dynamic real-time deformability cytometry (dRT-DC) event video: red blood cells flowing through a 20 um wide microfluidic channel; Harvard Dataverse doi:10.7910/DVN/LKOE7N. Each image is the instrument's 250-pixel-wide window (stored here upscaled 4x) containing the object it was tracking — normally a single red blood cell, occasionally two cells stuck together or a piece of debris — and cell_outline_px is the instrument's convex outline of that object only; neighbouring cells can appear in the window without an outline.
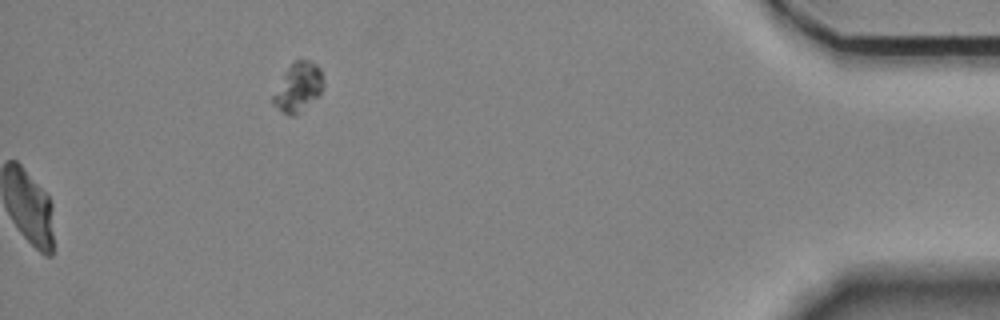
{"species": "Egyptian fruit bat (a non-hibernating species)", "species_latin": "Rousettus aegyptiacus", "temperature_condition": "room temperature", "stored_images_in_passage": 51, "camera_frame_rate_fps": 3000, "um_per_image_px": 0.085, "animal": {"sex": "female"}, "frame": {"image": 1, "passage_image": 51, "time_ms": 16.667, "image_size_px": [1000, 320], "cell_outline_px": [[324, 84], [320, 96], [292, 116], [288, 116], [272, 104], [272, 96], [284, 72], [296, 60], [308, 60], [316, 64], [320, 68], [324, 80]], "centroid_in_image_um": [25.36, 7.41], "position_along_channel_um": 409.8, "area_um2": 14.28}, "authors_computed_cell_mechanics": {"area_um2": 24.5072, "velocity_mm_per_s": 3.5105, "shape_relaxation_time_tau1_ms": 3.7999, "shape_relaxation_time_tau2_ms": 2.7886, "deformation_change_tau1": 0.1836, "deformation_change_tau2": 0.0576}}